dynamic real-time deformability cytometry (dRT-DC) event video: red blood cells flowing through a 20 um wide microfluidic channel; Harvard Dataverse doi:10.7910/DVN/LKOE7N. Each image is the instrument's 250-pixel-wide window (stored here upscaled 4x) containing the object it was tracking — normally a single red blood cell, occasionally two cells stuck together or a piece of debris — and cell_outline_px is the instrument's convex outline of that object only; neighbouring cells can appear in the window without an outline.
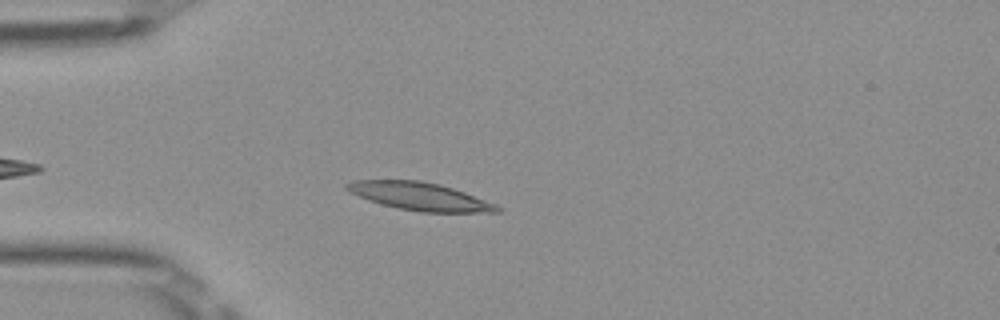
{"species": "Egyptian fruit bat (a non-hibernating species)", "species_latin": "Rousettus aegyptiacus", "temperature_condition": "room temperature", "stored_images_in_passage": 35, "camera_frame_rate_fps": 3000, "um_per_image_px": 0.085, "frame": {"image": 1, "passage_image": 6, "time_ms": 1.667, "image_size_px": [1000, 320], "cell_outline_px": [[504, 208], [500, 212], [420, 212], [396, 208], [368, 200], [344, 188], [344, 184], [356, 180], [420, 180], [440, 184], [464, 192], [496, 204]], "centroid_in_image_um": [35.71, 16.69], "position_along_channel_um": 49.3, "area_um2": 24.33}}
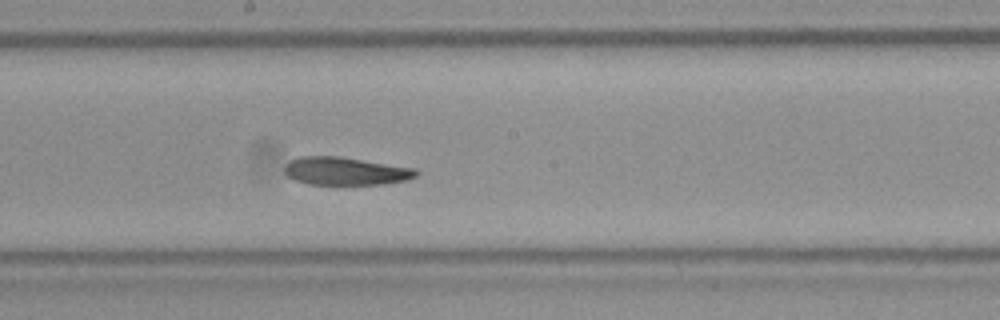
{"frame": {"image": 2, "passage_image": 20, "time_ms": 6.333, "image_size_px": [1000, 320], "cell_outline_px": [[420, 172], [416, 176], [408, 180], [384, 184], [308, 184], [296, 180], [288, 176], [284, 172], [284, 168], [292, 160], [300, 156], [340, 156], [416, 168]], "centroid_in_image_um": [29.42, 14.54], "position_along_channel_um": 218.8, "area_um2": 21.44}}
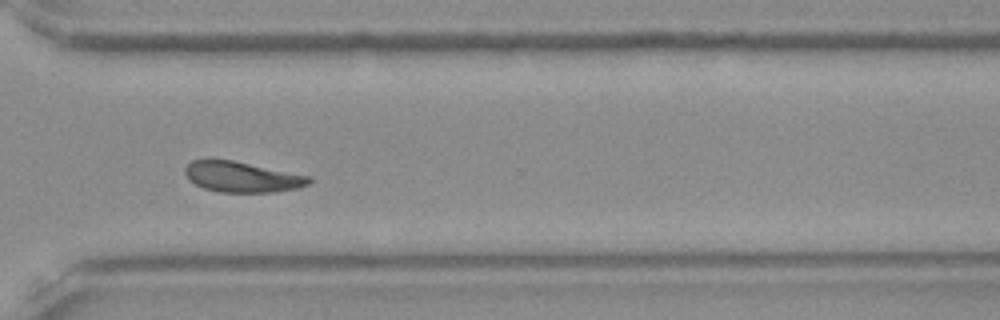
{"frame": {"image": 3, "passage_image": 30, "time_ms": 9.667, "image_size_px": [1000, 320], "cell_outline_px": [[312, 180], [308, 184], [300, 188], [272, 192], [220, 192], [204, 188], [188, 180], [184, 172], [184, 168], [192, 160], [232, 160], [312, 176]], "centroid_in_image_um": [20.59, 15.04], "position_along_channel_um": 350.0, "area_um2": 22.08}, "authors_computed_cell_mechanics": {"area_um2": 22.1952, "velocity_mm_per_s": 3.9411, "shape_relaxation_time_tau1_ms": 5.873, "shape_relaxation_time_tau2_ms": 7.7903, "deformation_change_tau1": 0.1607, "deformation_change_tau2": 0.1349}}